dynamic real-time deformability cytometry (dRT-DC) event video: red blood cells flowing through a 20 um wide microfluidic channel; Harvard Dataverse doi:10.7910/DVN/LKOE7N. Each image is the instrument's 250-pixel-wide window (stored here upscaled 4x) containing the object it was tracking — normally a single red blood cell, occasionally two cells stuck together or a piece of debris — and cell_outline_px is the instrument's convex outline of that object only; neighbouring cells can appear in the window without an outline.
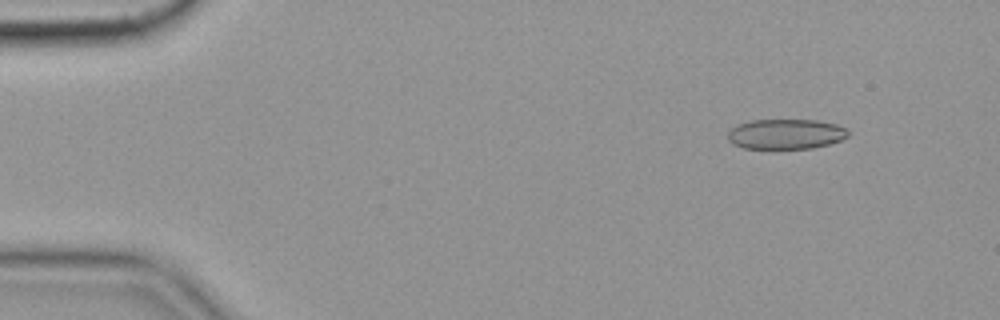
{"species": "common noctule bat (a hibernating species)", "species_latin": "Nyctalus noctula", "temperature_condition": "cold", "stored_images_in_passage": 56, "camera_frame_rate_fps": 3000, "um_per_image_px": 0.085, "animal": {"sex": "female", "body_mass_g": 19.9}, "frame": {"image": 1, "passage_image": 6, "time_ms": 1.667, "image_size_px": [1000, 320], "cell_outline_px": [[848, 136], [840, 140], [828, 144], [812, 148], [772, 152], [768, 152], [744, 148], [732, 144], [728, 140], [728, 132], [736, 124], [752, 120], [816, 120], [836, 124], [844, 128], [848, 132]], "centroid_in_image_um": [66.71, 11.45], "position_along_channel_um": 18.3, "area_um2": 22.02}}
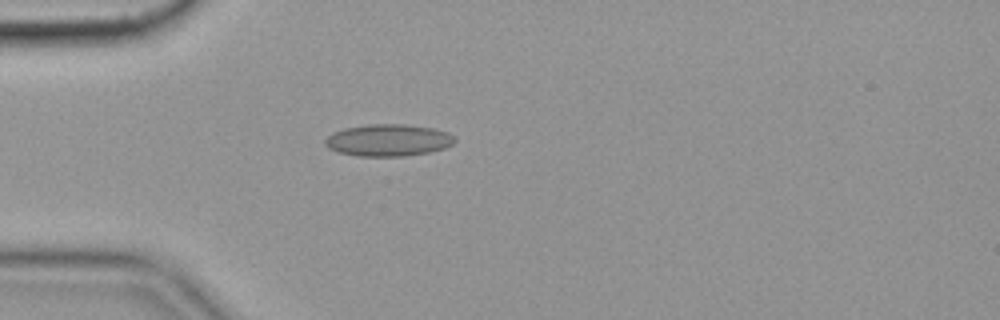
{"frame": {"image": 2, "passage_image": 16, "time_ms": 5.0, "image_size_px": [1000, 320], "cell_outline_px": [[456, 140], [452, 144], [444, 148], [428, 152], [404, 156], [356, 156], [336, 152], [328, 148], [324, 144], [324, 140], [332, 132], [344, 128], [368, 124], [404, 124], [432, 128], [448, 132]], "centroid_in_image_um": [32.95, 11.92], "position_along_channel_um": 52.1, "area_um2": 24.22}}
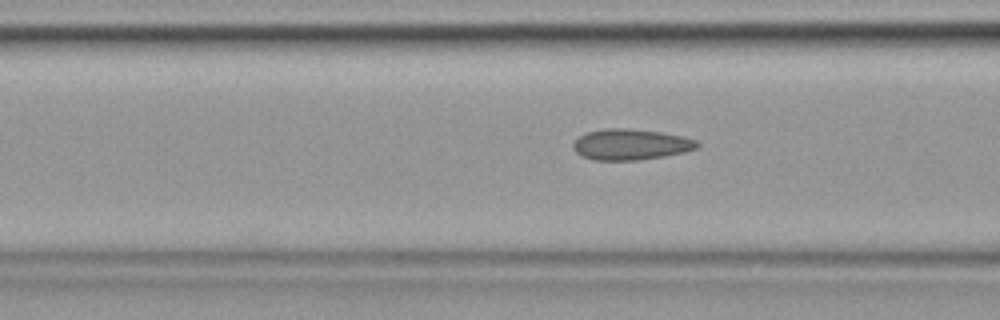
{"frame": {"image": 3, "passage_image": 22, "time_ms": 7.0, "image_size_px": [1000, 320], "cell_outline_px": [[700, 144], [696, 148], [684, 152], [664, 156], [636, 160], [596, 160], [584, 156], [576, 152], [572, 148], [572, 144], [580, 136], [588, 132], [604, 128], [628, 128], [660, 132], [684, 136], [696, 140]], "centroid_in_image_um": [53.62, 12.27], "position_along_channel_um": 113.0, "area_um2": 22.2}, "authors_computed_cell_mechanics": {"area_um2": 21.8484, "velocity_mm_per_s": 3.5636, "shape_relaxation_time_tau1_ms": null, "shape_relaxation_time_tau2_ms": 2.2585, "deformation_change_tau1": null, "deformation_change_tau2": 0.0804}}